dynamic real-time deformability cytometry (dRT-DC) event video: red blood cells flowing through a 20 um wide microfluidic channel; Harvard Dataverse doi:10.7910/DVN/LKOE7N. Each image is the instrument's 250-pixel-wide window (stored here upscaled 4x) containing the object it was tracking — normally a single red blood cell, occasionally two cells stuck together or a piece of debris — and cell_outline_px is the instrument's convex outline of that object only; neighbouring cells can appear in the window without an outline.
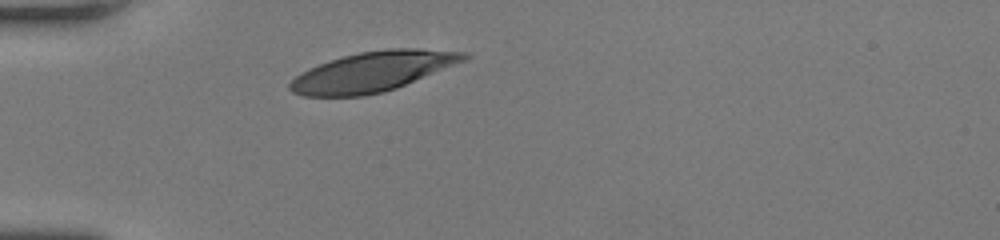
{"species": "human", "species_latin": "Homo sapiens", "temperature_condition": "room temperature", "stored_images_in_passage": 28, "camera_frame_rate_fps": 3000, "um_per_image_px": 0.085, "donor": {"sex": "female"}, "frame": {"image": 1, "passage_image": 1, "time_ms": 0.0, "image_size_px": [1000, 240], "cell_outline_px": [[472, 56], [468, 60], [396, 88], [384, 92], [364, 96], [304, 96], [292, 92], [288, 88], [288, 84], [296, 76], [308, 68], [344, 56], [360, 52], [388, 48], [420, 48], [468, 52]], "centroid_in_image_um": [31.74, 6.08], "position_along_channel_um": 53.3, "area_um2": 40.58}}
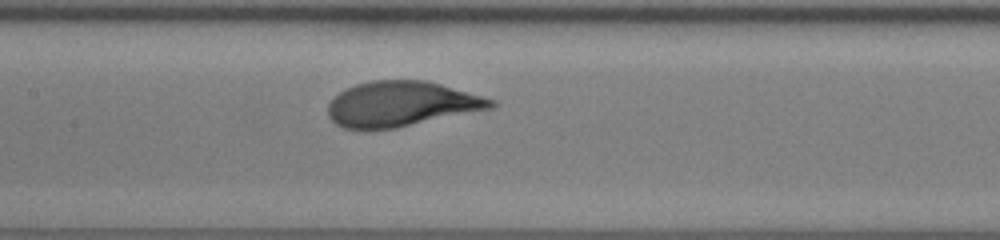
{"frame": {"image": 2, "passage_image": 11, "time_ms": 3.333, "image_size_px": [1000, 240], "cell_outline_px": [[496, 104], [492, 108], [396, 128], [368, 132], [344, 128], [336, 124], [328, 116], [328, 104], [340, 92], [356, 84], [372, 80], [428, 80], [496, 100]], "centroid_in_image_um": [34.08, 8.86], "position_along_channel_um": 173.3, "area_um2": 43.23}}
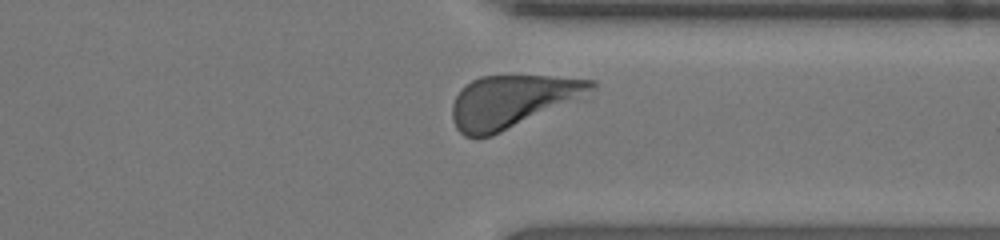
{"frame": {"image": 3, "passage_image": 25, "time_ms": 8.0, "image_size_px": [1000, 240], "cell_outline_px": [[596, 88], [592, 100], [492, 136], [464, 136], [456, 128], [452, 120], [452, 104], [456, 96], [472, 80], [480, 76], [548, 76], [596, 80]], "centroid_in_image_um": [43.79, 8.65], "position_along_channel_um": 367.6, "area_um2": 44.74}, "authors_computed_cell_mechanics": {"area_um2": 43.4078, "velocity_mm_per_s": 4.1353, "shape_relaxation_time_tau1_ms": 2.6642, "shape_relaxation_time_tau2_ms": null, "deformation_change_tau1": 0.171, "deformation_change_tau2": null}}